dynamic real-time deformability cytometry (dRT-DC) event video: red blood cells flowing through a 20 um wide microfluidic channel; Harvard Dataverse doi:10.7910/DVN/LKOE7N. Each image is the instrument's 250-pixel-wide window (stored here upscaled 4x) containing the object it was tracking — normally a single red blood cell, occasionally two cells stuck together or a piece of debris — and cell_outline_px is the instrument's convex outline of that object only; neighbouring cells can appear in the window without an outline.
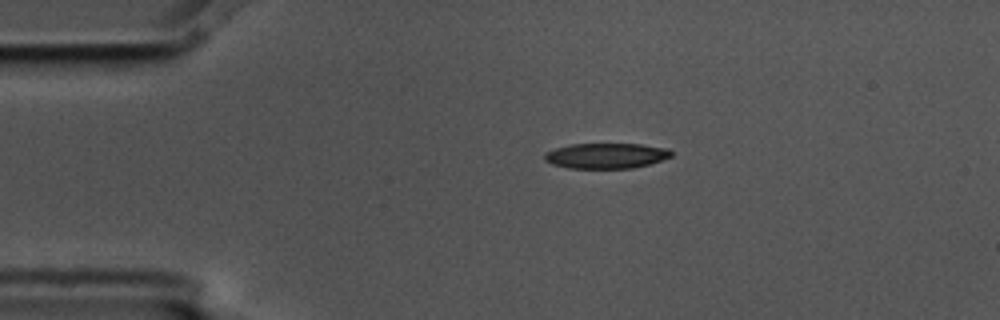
{"species": "common noctule bat (a hibernating species)", "species_latin": "Nyctalus noctula", "temperature_condition": "cold", "stored_images_in_passage": 2, "camera_frame_rate_fps": 3000, "um_per_image_px": 0.085, "animal": {"sex": "male", "body_mass_g": 17.5, "forearm_length_mm": 52.3}, "frame": {"image": 1, "passage_image": 1, "time_ms": 0.0, "image_size_px": [1000, 320], "cell_outline_px": [[672, 156], [648, 164], [632, 168], [568, 168], [552, 164], [544, 160], [544, 152], [556, 148], [572, 144], [640, 144], [668, 148], [672, 152]], "centroid_in_image_um": [51.5, 13.23], "position_along_channel_um": 33.5, "area_um2": 18.67}}